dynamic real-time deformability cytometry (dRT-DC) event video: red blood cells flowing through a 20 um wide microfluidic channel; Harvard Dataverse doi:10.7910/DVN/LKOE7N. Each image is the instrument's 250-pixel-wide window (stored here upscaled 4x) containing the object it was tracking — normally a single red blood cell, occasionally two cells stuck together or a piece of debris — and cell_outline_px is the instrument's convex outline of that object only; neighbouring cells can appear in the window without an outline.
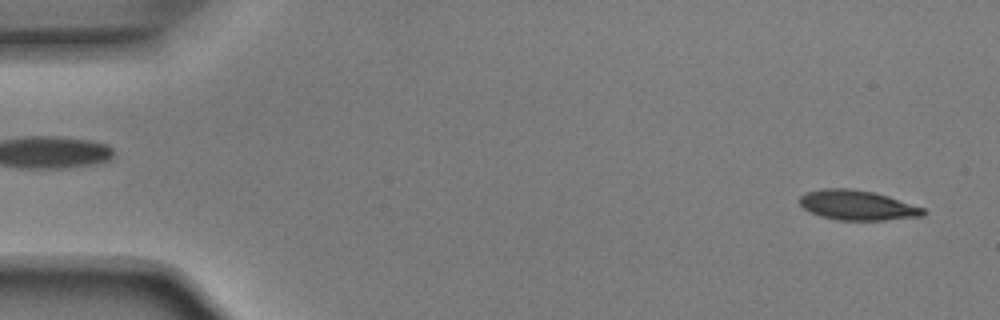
{"species": "Egyptian fruit bat (a non-hibernating species)", "species_latin": "Rousettus aegyptiacus", "temperature_condition": "room temperature", "stored_images_in_passage": 5, "segment_of_instrument_passage": [2, 2], "camera_frame_rate_fps": 3000, "um_per_image_px": 0.085, "animal": {"sex": "male"}, "frame": {"image": 1, "passage_image": 5, "time_ms": 1.333, "image_size_px": [1000, 320], "cell_outline_px": [[924, 216], [884, 220], [836, 220], [820, 216], [808, 212], [796, 200], [804, 192], [824, 188], [848, 188], [872, 192], [888, 196], [924, 208]], "centroid_in_image_um": [72.8, 17.44], "position_along_channel_um": 12.2, "area_um2": 21.62}}